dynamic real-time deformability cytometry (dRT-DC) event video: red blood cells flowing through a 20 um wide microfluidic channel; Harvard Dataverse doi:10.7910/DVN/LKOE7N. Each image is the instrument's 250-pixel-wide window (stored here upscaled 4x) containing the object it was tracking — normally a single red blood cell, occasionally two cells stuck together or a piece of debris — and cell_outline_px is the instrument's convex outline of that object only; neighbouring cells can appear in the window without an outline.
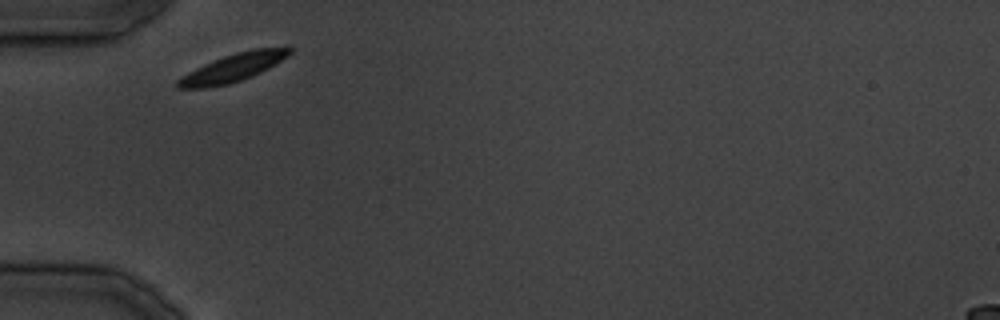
{"species": "common noctule bat (a hibernating species)", "species_latin": "Nyctalus noctula", "temperature_condition": "cold", "stored_images_in_passage": 3, "camera_frame_rate_fps": 3000, "um_per_image_px": 0.085, "animal": {"sex": "male", "body_mass_g": 19.5, "forearm_length_mm": 54.6}, "frame": {"image": 1, "passage_image": 1, "time_ms": 0.0, "image_size_px": [1000, 320], "cell_outline_px": [[292, 52], [288, 56], [268, 68], [252, 76], [228, 84], [208, 88], [176, 88], [176, 80], [180, 76], [204, 64], [224, 56], [236, 52], [252, 48], [288, 44], [292, 48]], "centroid_in_image_um": [19.87, 5.71], "position_along_channel_um": 65.1, "area_um2": 18.67}}